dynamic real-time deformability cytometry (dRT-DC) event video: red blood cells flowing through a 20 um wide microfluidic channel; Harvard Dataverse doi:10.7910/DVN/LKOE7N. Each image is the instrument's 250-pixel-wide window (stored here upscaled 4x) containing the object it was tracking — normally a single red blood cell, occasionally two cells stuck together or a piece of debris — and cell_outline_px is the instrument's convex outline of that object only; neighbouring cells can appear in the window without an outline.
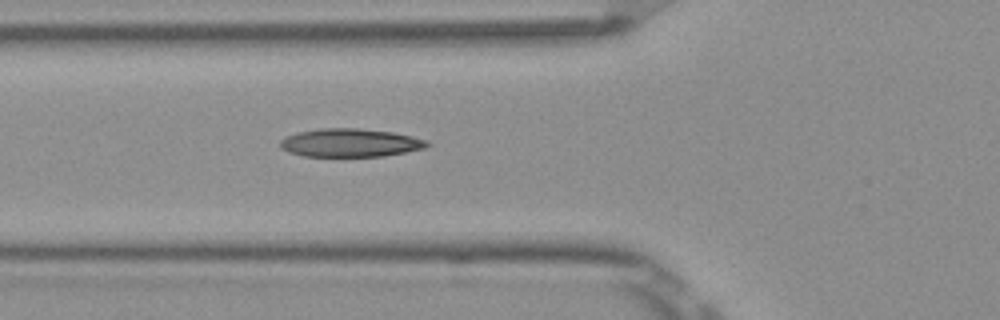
{"species": "Egyptian fruit bat (a non-hibernating species)", "species_latin": "Rousettus aegyptiacus", "temperature_condition": "room temperature", "stored_images_in_passage": 4, "camera_frame_rate_fps": 3000, "um_per_image_px": 0.085, "frame": {"image": 1, "passage_image": 4, "time_ms": 1.0, "image_size_px": [1000, 320], "cell_outline_px": [[432, 144], [424, 148], [384, 156], [304, 156], [288, 152], [280, 148], [280, 140], [296, 132], [320, 128], [356, 128], [392, 132], [412, 136], [428, 140]], "centroid_in_image_um": [29.76, 12.13], "position_along_channel_um": 96.0, "area_um2": 24.22}}